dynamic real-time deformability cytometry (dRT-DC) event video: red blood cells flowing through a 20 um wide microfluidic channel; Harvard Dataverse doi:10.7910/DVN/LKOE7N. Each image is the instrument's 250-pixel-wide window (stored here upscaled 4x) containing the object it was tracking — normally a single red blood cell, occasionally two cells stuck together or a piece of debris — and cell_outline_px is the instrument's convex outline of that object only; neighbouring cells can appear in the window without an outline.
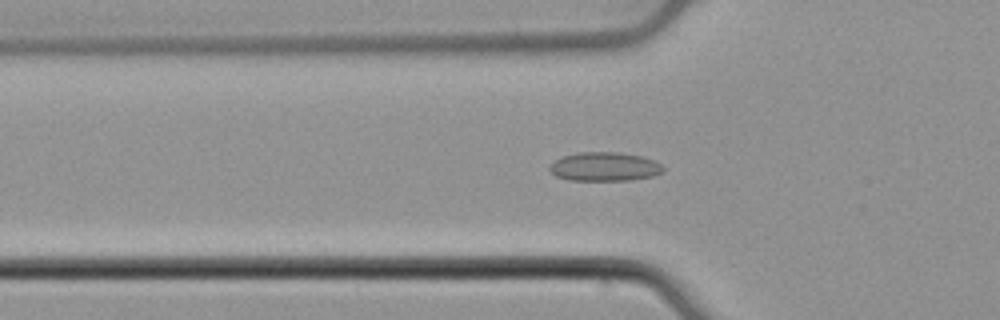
{"species": "common noctule bat (a hibernating species)", "species_latin": "Nyctalus noctula", "temperature_condition": "cold", "stored_images_in_passage": 52, "camera_frame_rate_fps": 3000, "um_per_image_px": 0.085, "animal": {"sex": "male", "body_mass_g": 21.5, "forearm_length_mm": 52.0}, "frame": {"image": 1, "passage_image": 17, "time_ms": 5.333, "image_size_px": [1000, 320], "cell_outline_px": [[664, 168], [660, 172], [652, 176], [632, 180], [568, 180], [556, 176], [548, 168], [556, 160], [564, 156], [580, 152], [620, 152], [644, 156], [656, 160]], "centroid_in_image_um": [51.42, 14.16], "position_along_channel_um": 74.4, "area_um2": 19.07}}
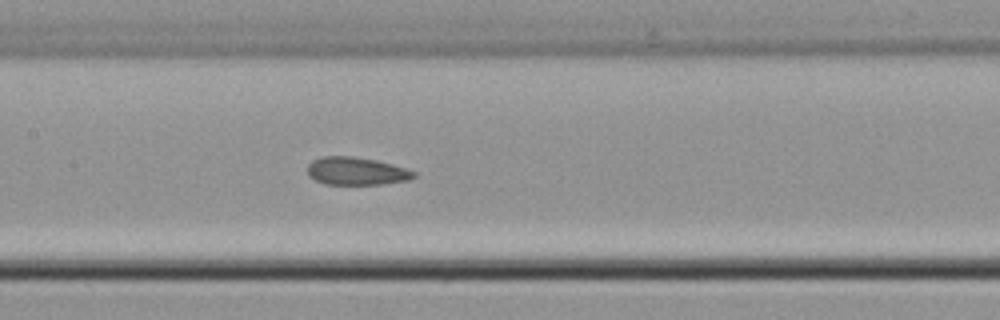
{"frame": {"image": 2, "passage_image": 25, "time_ms": 8.0, "image_size_px": [1000, 320], "cell_outline_px": [[416, 176], [408, 180], [384, 184], [324, 184], [308, 176], [308, 164], [312, 160], [320, 156], [352, 156], [376, 160], [392, 164], [416, 172]], "centroid_in_image_um": [30.27, 14.54], "position_along_channel_um": 177.1, "area_um2": 17.28}}
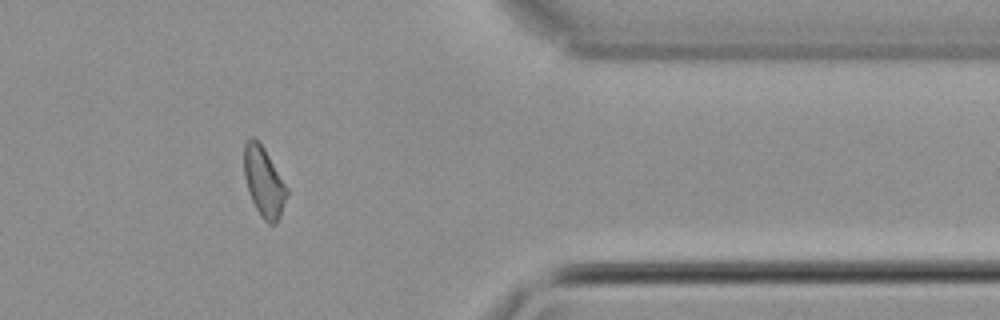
{"frame": {"image": 3, "passage_image": 43, "time_ms": 14.0, "image_size_px": [1000, 320], "cell_outline_px": [[288, 196], [280, 216], [276, 224], [268, 224], [260, 216], [252, 200], [244, 176], [244, 144], [252, 136], [264, 148], [288, 188]], "centroid_in_image_um": [22.44, 15.49], "position_along_channel_um": 389.0, "area_um2": 17.28}, "authors_computed_cell_mechanics": {"area_um2": 17.9469, "velocity_mm_per_s": 3.8618, "shape_relaxation_time_tau1_ms": null, "shape_relaxation_time_tau2_ms": 1.9535, "deformation_change_tau1": null, "deformation_change_tau2": 0.0801}}